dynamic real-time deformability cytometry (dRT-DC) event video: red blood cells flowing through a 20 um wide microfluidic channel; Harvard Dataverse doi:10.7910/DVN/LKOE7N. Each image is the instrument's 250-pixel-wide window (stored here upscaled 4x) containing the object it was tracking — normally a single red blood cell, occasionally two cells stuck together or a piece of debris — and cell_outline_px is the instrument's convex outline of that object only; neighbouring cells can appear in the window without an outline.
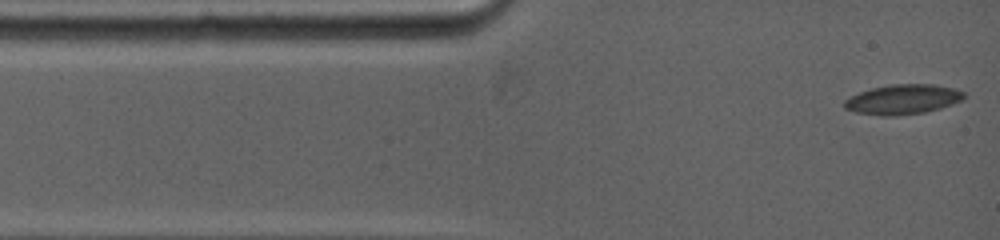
{"species": "common noctule bat (a hibernating species)", "species_latin": "Nyctalus noctula", "temperature_condition": "warm", "stored_images_in_passage": 45, "camera_frame_rate_fps": 5000, "um_per_image_px": 0.085, "animal": {"sex": "female", "body_mass_g": 19.0, "forearm_length_mm": 53.3}, "frame": {"image": 1, "passage_image": 1, "time_ms": 0.0, "image_size_px": [1000, 240], "cell_outline_px": [[964, 96], [960, 100], [952, 104], [940, 108], [924, 112], [892, 116], [880, 116], [856, 112], [844, 108], [844, 100], [860, 92], [872, 88], [892, 84], [932, 84], [952, 88], [964, 92]], "centroid_in_image_um": [76.71, 8.45], "position_along_channel_um": 8.3, "area_um2": 20.52}}
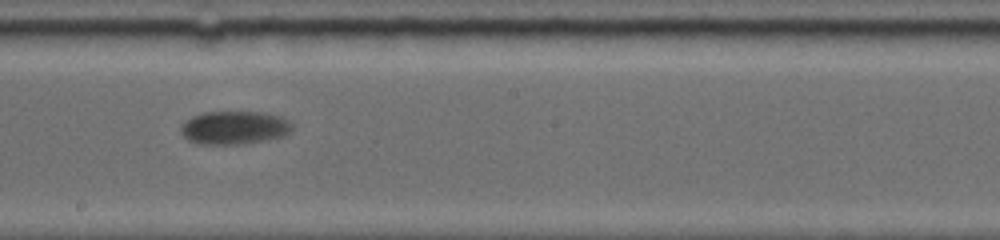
{"frame": {"image": 2, "passage_image": 20, "time_ms": 7.2, "image_size_px": [1000, 240], "cell_outline_px": [[292, 132], [284, 136], [264, 140], [240, 144], [200, 144], [188, 140], [180, 132], [180, 128], [184, 120], [192, 116], [204, 112], [264, 112], [280, 116], [288, 120], [292, 124]], "centroid_in_image_um": [19.91, 10.84], "position_along_channel_um": 228.3, "area_um2": 21.73}}
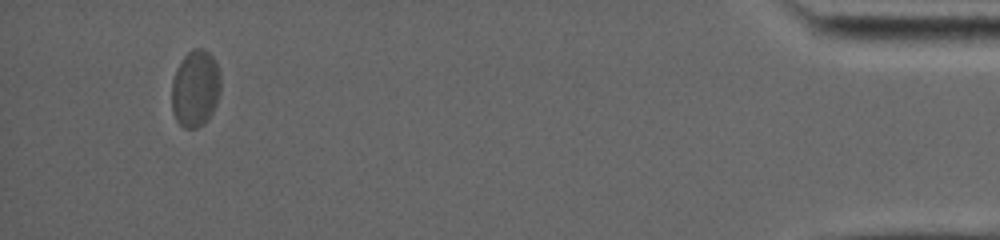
{"frame": {"image": 3, "passage_image": 39, "time_ms": 15.2, "image_size_px": [1000, 240], "cell_outline_px": [[220, 92], [216, 104], [212, 112], [204, 124], [196, 128], [184, 128], [176, 120], [172, 112], [172, 80], [176, 68], [180, 60], [192, 48], [204, 48], [216, 60], [220, 72]], "centroid_in_image_um": [16.6, 7.5], "position_along_channel_um": 418.6, "area_um2": 22.25}, "authors_computed_cell_mechanics": {"area_um2": 21.7328, "velocity_mm_per_s": 3.6805, "shape_relaxation_time_tau1_ms": 1.4635, "shape_relaxation_time_tau2_ms": null, "deformation_change_tau1": 0.062, "deformation_change_tau2": null}}